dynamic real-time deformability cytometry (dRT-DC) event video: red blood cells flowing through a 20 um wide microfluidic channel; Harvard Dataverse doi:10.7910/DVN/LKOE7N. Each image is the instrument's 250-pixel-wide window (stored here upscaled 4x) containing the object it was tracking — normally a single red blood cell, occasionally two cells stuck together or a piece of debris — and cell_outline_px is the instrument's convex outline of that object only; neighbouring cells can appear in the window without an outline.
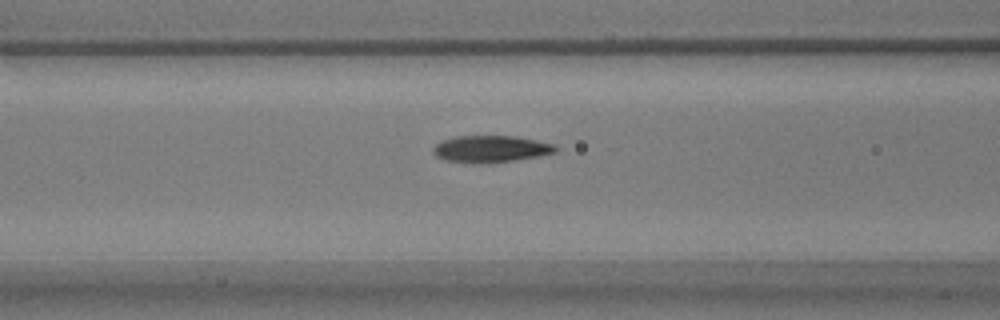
{"species": "common noctule bat (a hibernating species)", "species_latin": "Nyctalus noctula", "temperature_condition": "warm", "stored_images_in_passage": 35, "camera_frame_rate_fps": 3000, "um_per_image_px": 0.085, "animal": {"sex": "male", "body_mass_g": 17.9}, "frame": {"image": 1, "passage_image": 8, "time_ms": 2.333, "image_size_px": [1000, 320], "cell_outline_px": [[560, 148], [556, 152], [540, 156], [512, 160], [448, 160], [436, 156], [432, 152], [432, 148], [440, 140], [456, 136], [516, 136], [556, 144]], "centroid_in_image_um": [41.79, 12.59], "position_along_channel_um": 124.8, "area_um2": 18.32}}
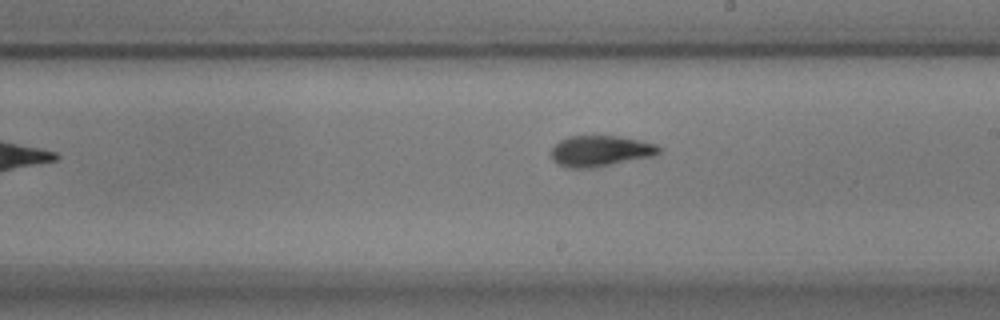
{"frame": {"image": 2, "passage_image": 17, "time_ms": 5.333, "image_size_px": [1000, 320], "cell_outline_px": [[664, 148], [660, 152], [652, 156], [592, 168], [568, 168], [556, 164], [552, 160], [552, 148], [560, 140], [568, 136], [616, 136], [640, 140], [656, 144]], "centroid_in_image_um": [51.03, 12.84], "position_along_channel_um": 238.0, "area_um2": 19.42}}
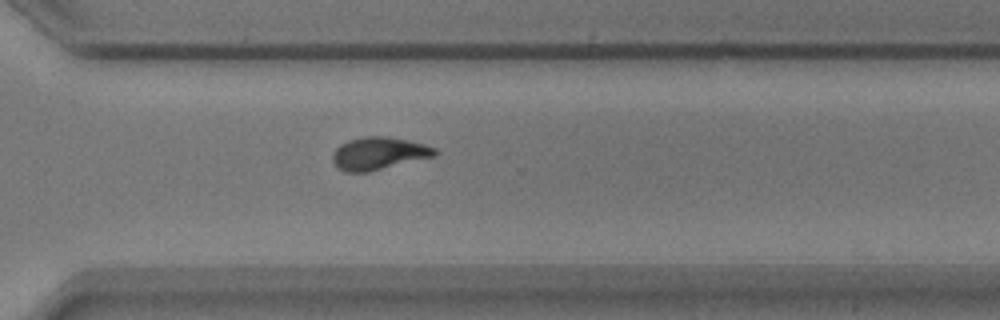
{"frame": {"image": 3, "passage_image": 25, "time_ms": 8.0, "image_size_px": [1000, 320], "cell_outline_px": [[436, 156], [368, 172], [344, 172], [336, 168], [332, 160], [332, 152], [340, 144], [348, 140], [364, 136], [384, 136], [408, 140], [424, 144], [436, 148]], "centroid_in_image_um": [32.15, 13.05], "position_along_channel_um": 338.4, "area_um2": 19.59}, "authors_computed_cell_mechanics": {"area_um2": 19.1318, "velocity_mm_per_s": 3.775, "shape_relaxation_time_tau1_ms": 4.6738, "shape_relaxation_time_tau2_ms": 2.475, "deformation_change_tau1": 0.2013, "deformation_change_tau2": 0.0689}}